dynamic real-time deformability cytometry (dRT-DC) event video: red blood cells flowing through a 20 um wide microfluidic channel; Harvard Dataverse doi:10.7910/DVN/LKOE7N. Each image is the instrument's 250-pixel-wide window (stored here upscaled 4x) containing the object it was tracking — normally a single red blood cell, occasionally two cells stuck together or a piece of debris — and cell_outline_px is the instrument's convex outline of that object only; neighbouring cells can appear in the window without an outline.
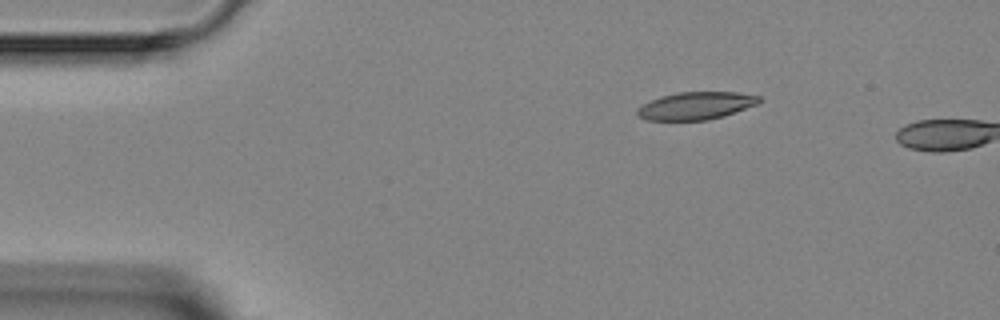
{"species": "Egyptian fruit bat (a non-hibernating species)", "species_latin": "Rousettus aegyptiacus", "temperature_condition": "room temperature", "stored_images_in_passage": 2, "camera_frame_rate_fps": 3000, "um_per_image_px": 0.085, "animal": {"sex": "female"}, "frame": {"image": 1, "passage_image": 1, "time_ms": 0.0, "image_size_px": [1000, 320], "cell_outline_px": [[760, 104], [724, 116], [708, 120], [644, 120], [636, 116], [636, 108], [660, 96], [680, 92], [736, 92], [760, 96]], "centroid_in_image_um": [59.16, 8.99], "position_along_channel_um": 25.8, "area_um2": 19.77}}